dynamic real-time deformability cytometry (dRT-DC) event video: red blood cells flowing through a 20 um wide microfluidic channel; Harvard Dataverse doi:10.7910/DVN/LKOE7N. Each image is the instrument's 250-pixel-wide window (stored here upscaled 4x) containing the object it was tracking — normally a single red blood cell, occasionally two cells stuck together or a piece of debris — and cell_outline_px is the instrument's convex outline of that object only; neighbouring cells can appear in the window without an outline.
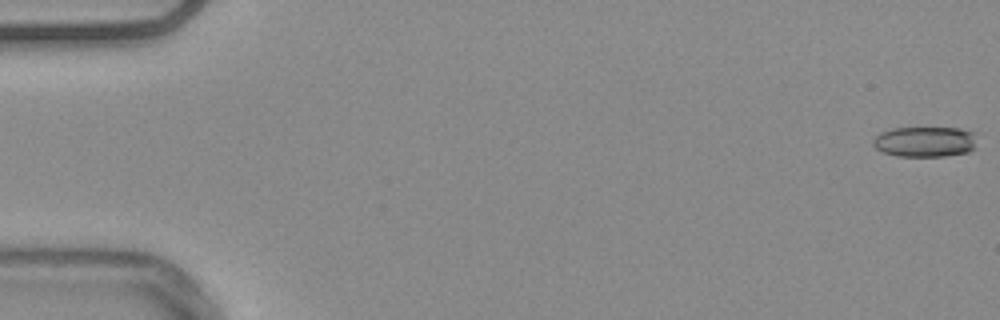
{"species": "common noctule bat (a hibernating species)", "species_latin": "Nyctalus noctula", "temperature_condition": "warm", "stored_images_in_passage": 55, "camera_frame_rate_fps": 3000, "um_per_image_px": 0.085, "animal": {"sex": "male", "body_mass_g": 20.4}, "frame": {"image": 1, "passage_image": 1, "time_ms": 0.0, "image_size_px": [1000, 320], "cell_outline_px": [[972, 148], [968, 152], [944, 156], [896, 156], [884, 152], [876, 148], [872, 144], [872, 140], [880, 132], [892, 128], [960, 128], [972, 132]], "centroid_in_image_um": [78.53, 12.04], "position_along_channel_um": 6.5, "area_um2": 18.09}}
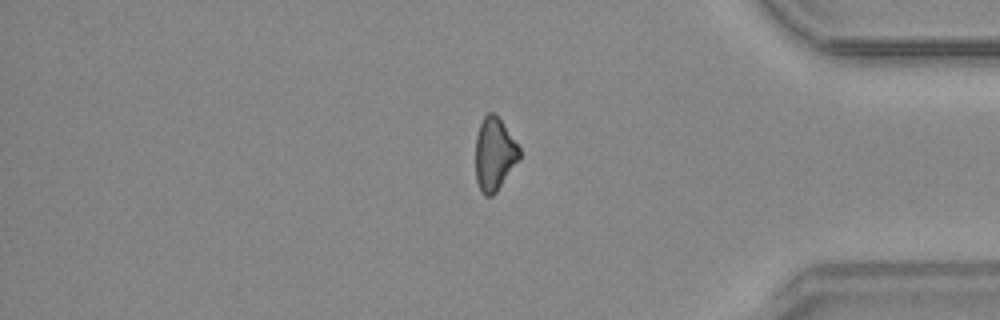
{"frame": {"image": 2, "passage_image": 46, "time_ms": 15.0, "image_size_px": [1000, 320], "cell_outline_px": [[520, 160], [496, 192], [492, 196], [484, 196], [480, 192], [476, 180], [476, 136], [480, 124], [484, 116], [488, 112], [492, 112], [500, 120], [520, 148]], "centroid_in_image_um": [42.02, 13.15], "position_along_channel_um": 393.2, "area_um2": 18.61}}
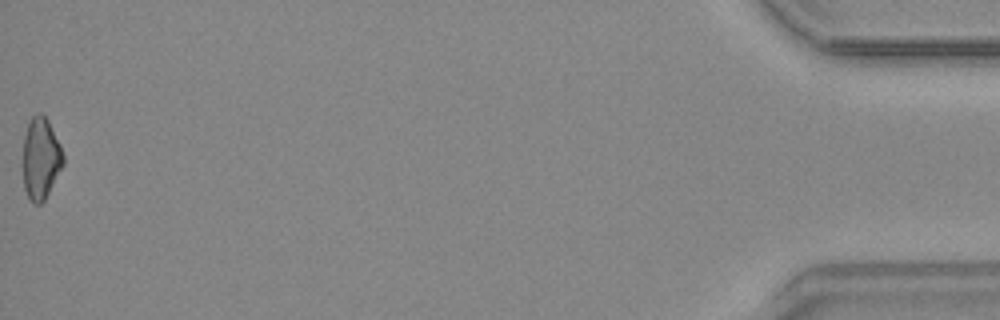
{"frame": {"image": 3, "passage_image": 55, "time_ms": 18.0, "image_size_px": [1000, 320], "cell_outline_px": [[64, 164], [44, 200], [40, 204], [32, 204], [28, 200], [24, 188], [24, 136], [28, 124], [32, 116], [36, 112], [40, 112], [48, 120], [60, 144], [64, 156]], "centroid_in_image_um": [3.47, 13.48], "position_along_channel_um": 431.7, "area_um2": 19.13}}